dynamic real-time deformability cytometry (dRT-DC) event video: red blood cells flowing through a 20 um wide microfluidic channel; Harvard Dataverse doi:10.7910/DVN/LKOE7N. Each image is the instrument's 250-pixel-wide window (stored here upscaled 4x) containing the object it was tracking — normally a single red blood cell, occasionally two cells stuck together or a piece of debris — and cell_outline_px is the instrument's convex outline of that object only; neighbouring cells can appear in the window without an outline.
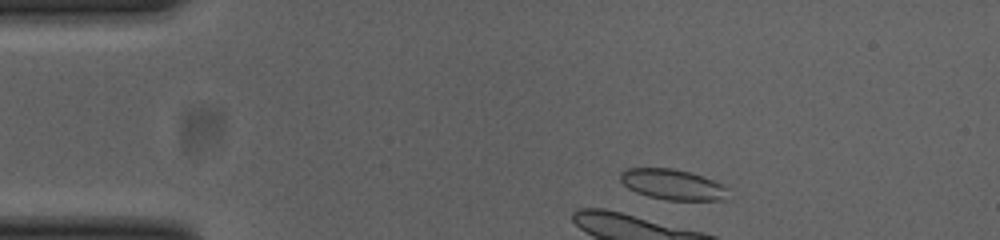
{"species": "common noctule bat (a hibernating species)", "species_latin": "Nyctalus noctula", "temperature_condition": "cold", "stored_images_in_passage": 7, "camera_frame_rate_fps": 3000, "um_per_image_px": 0.085, "animal": {"sex": "female", "body_mass_g": 23.0, "forearm_length_mm": 53.4}, "frame": {"image": 1, "passage_image": 5, "time_ms": 1.333, "image_size_px": [1000, 240], "cell_outline_px": [[728, 188], [724, 200], [668, 200], [648, 196], [636, 192], [628, 188], [620, 180], [620, 172], [628, 168], [672, 168], [688, 172], [712, 180]], "centroid_in_image_um": [57.12, 15.68], "position_along_channel_um": 27.9, "area_um2": 18.9}}